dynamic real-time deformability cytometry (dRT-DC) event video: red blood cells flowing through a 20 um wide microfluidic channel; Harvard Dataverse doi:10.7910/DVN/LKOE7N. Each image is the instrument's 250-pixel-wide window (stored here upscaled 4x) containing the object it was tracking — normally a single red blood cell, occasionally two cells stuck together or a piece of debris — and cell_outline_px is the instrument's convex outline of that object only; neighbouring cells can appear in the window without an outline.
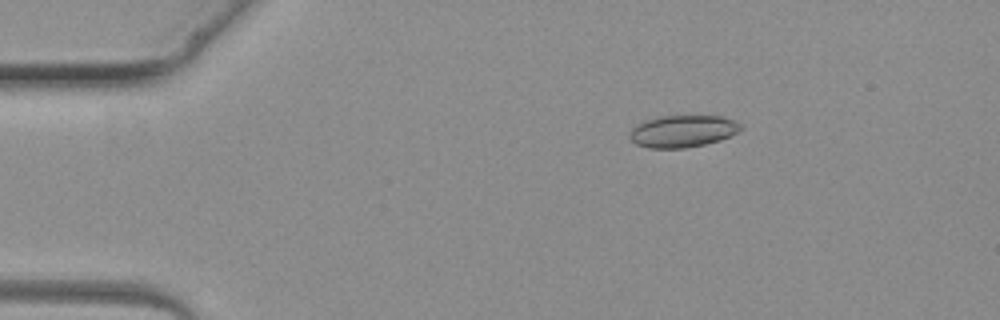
{"species": "common noctule bat (a hibernating species)", "species_latin": "Nyctalus noctula", "temperature_condition": "warm", "stored_images_in_passage": 4, "camera_frame_rate_fps": 3000, "um_per_image_px": 0.085, "animal": {"sex": "female", "body_mass_g": 19.3, "forearm_length_mm": 54.1}, "frame": {"image": 1, "passage_image": 2, "time_ms": 2.333, "image_size_px": [1000, 320], "cell_outline_px": [[744, 128], [720, 140], [704, 144], [684, 148], [648, 148], [636, 144], [628, 136], [632, 128], [636, 124], [644, 120], [660, 116], [724, 116], [740, 124]], "centroid_in_image_um": [57.99, 11.15], "position_along_channel_um": 27.0, "area_um2": 20.69}}
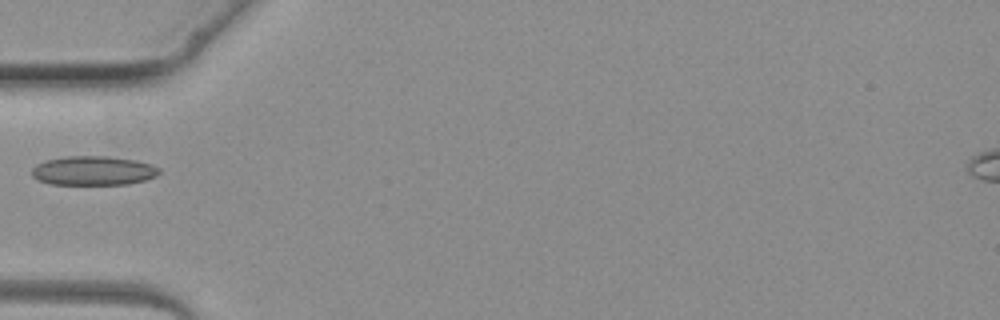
{"frame": {"image": 2, "passage_image": 4, "time_ms": 4.667, "image_size_px": [1000, 320], "cell_outline_px": [[160, 172], [156, 176], [144, 180], [128, 184], [52, 184], [36, 180], [32, 176], [32, 168], [36, 164], [44, 160], [68, 156], [108, 156], [136, 160], [152, 164], [160, 168]], "centroid_in_image_um": [7.92, 14.5], "position_along_channel_um": 77.1, "area_um2": 21.79}}